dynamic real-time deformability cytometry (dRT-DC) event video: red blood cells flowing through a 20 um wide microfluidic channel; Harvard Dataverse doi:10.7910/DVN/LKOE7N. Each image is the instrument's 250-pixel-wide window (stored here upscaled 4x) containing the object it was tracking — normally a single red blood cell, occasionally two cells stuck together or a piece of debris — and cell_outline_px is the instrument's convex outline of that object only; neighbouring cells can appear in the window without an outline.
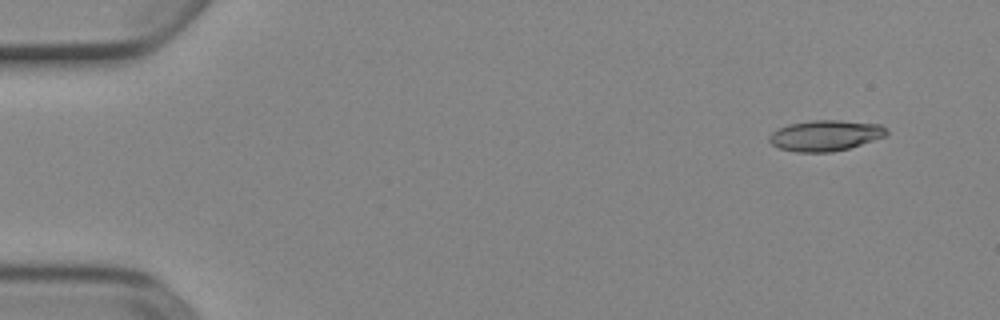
{"species": "Egyptian fruit bat (a non-hibernating species)", "species_latin": "Rousettus aegyptiacus", "temperature_condition": "cold", "stored_images_in_passage": 7, "camera_frame_rate_fps": 3000, "um_per_image_px": 0.085, "animal": {"sex": "female"}, "frame": {"image": 1, "passage_image": 1, "time_ms": 0.0, "image_size_px": [1000, 320], "cell_outline_px": [[888, 136], [848, 148], [832, 152], [796, 152], [780, 148], [772, 144], [768, 140], [768, 136], [772, 132], [788, 124], [812, 120], [840, 120], [880, 124], [888, 128]], "centroid_in_image_um": [70.19, 11.51], "position_along_channel_um": 14.8, "area_um2": 21.15}}
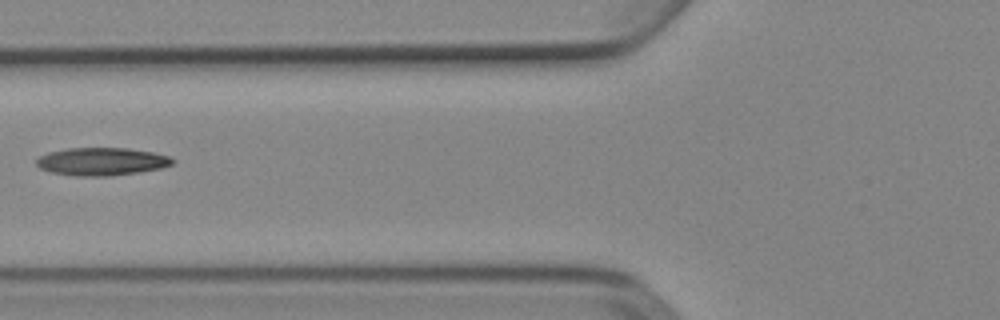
{"frame": {"image": 2, "passage_image": 6, "time_ms": 1.667, "image_size_px": [1000, 320], "cell_outline_px": [[176, 160], [172, 164], [160, 168], [140, 172], [108, 176], [76, 176], [48, 172], [40, 168], [36, 164], [36, 160], [40, 156], [48, 152], [68, 148], [128, 148], [152, 152], [172, 156]], "centroid_in_image_um": [8.65, 13.73], "position_along_channel_um": 117.2, "area_um2": 22.25}}
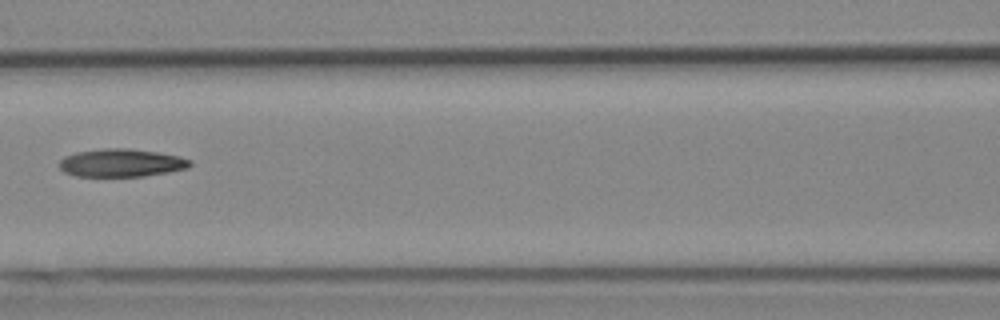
{"frame": {"image": 3, "passage_image": 7, "time_ms": 2.0, "image_size_px": [1000, 320], "cell_outline_px": [[192, 164], [188, 168], [168, 172], [144, 176], [76, 176], [64, 172], [60, 168], [60, 160], [64, 156], [76, 152], [104, 148], [128, 148], [156, 152], [176, 156], [192, 160]], "centroid_in_image_um": [10.3, 13.84], "position_along_channel_um": 156.3, "area_um2": 21.21}}